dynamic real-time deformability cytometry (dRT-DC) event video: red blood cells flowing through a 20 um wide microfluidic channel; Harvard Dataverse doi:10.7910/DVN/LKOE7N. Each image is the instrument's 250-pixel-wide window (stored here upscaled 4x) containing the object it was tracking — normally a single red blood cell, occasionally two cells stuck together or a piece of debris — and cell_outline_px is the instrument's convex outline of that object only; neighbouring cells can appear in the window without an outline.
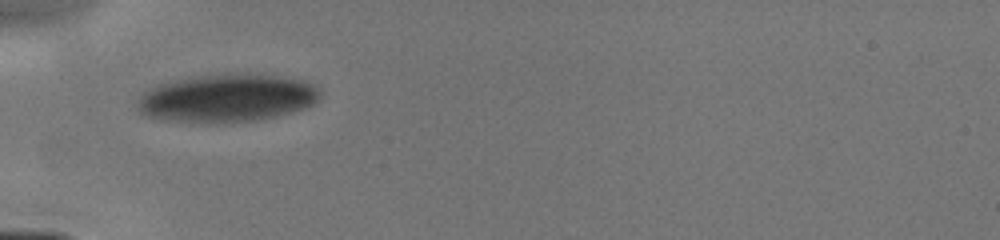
{"species": "human", "species_latin": "Homo sapiens", "temperature_condition": "cold", "stored_images_in_passage": 6, "camera_frame_rate_fps": 3000, "um_per_image_px": 0.085, "donor": {"sex": "male"}, "frame": {"image": 1, "passage_image": 5, "time_ms": 5.0, "image_size_px": [1000, 240], "cell_outline_px": [[320, 96], [312, 104], [304, 108], [280, 116], [256, 120], [160, 120], [148, 116], [140, 112], [136, 108], [136, 100], [144, 92], [156, 84], [176, 80], [200, 76], [244, 72], [248, 72], [276, 76], [300, 80], [312, 84], [320, 92]], "centroid_in_image_um": [19.28, 8.3], "position_along_channel_um": 65.7, "area_um2": 50.17}}